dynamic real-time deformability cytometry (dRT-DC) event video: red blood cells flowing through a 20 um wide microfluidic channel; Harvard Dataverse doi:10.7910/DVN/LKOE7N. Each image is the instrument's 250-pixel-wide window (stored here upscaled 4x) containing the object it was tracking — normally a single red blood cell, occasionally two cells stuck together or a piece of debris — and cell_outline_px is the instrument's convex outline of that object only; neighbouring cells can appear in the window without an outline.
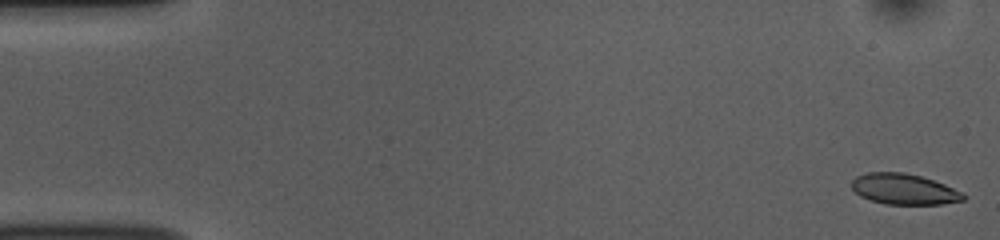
{"species": "common noctule bat (a hibernating species)", "species_latin": "Nyctalus noctula", "temperature_condition": "room temperature", "stored_images_in_passage": 53, "camera_frame_rate_fps": 3000, "um_per_image_px": 0.085, "animal": {"sex": "female", "body_mass_g": 10.0, "forearm_length_mm": 53.1}, "frame": {"image": 1, "passage_image": 1, "time_ms": 0.0, "image_size_px": [1000, 240], "cell_outline_px": [[968, 196], [964, 200], [940, 204], [884, 204], [860, 196], [852, 188], [852, 180], [856, 176], [868, 172], [904, 172], [920, 176], [944, 184], [964, 192]], "centroid_in_image_um": [76.87, 16.07], "position_along_channel_um": 8.1, "area_um2": 20.0}}
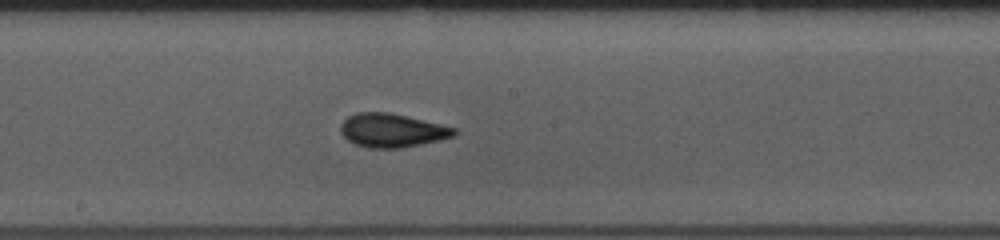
{"frame": {"image": 2, "passage_image": 28, "time_ms": 9.0, "image_size_px": [1000, 240], "cell_outline_px": [[456, 136], [440, 140], [400, 148], [368, 148], [356, 144], [348, 140], [340, 132], [340, 124], [348, 116], [356, 112], [388, 112], [440, 124], [456, 128]], "centroid_in_image_um": [33.3, 11.08], "position_along_channel_um": 214.9, "area_um2": 22.2}}
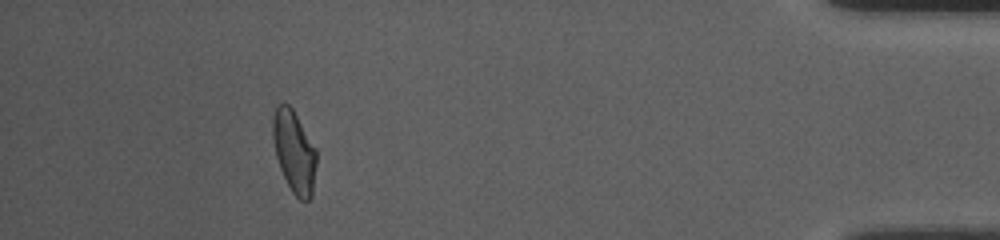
{"frame": {"image": 3, "passage_image": 48, "time_ms": 15.667, "image_size_px": [1000, 240], "cell_outline_px": [[316, 164], [312, 196], [308, 200], [300, 200], [292, 192], [280, 168], [276, 156], [272, 136], [272, 116], [276, 108], [280, 104], [288, 104], [292, 108], [316, 148]], "centroid_in_image_um": [25.0, 12.89], "position_along_channel_um": 410.2, "area_um2": 20.75}, "authors_computed_cell_mechanics": {"area_um2": 21.2126, "velocity_mm_per_s": 3.7868, "shape_relaxation_time_tau1_ms": 3.6736, "shape_relaxation_time_tau2_ms": 2.0404, "deformation_change_tau1": 0.1322, "deformation_change_tau2": 0.0691}}